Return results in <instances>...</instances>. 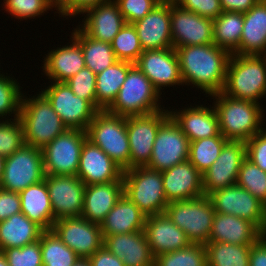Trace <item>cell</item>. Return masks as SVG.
Listing matches in <instances>:
<instances>
[{"instance_id":"277c9868","label":"cell","mask_w":266,"mask_h":266,"mask_svg":"<svg viewBox=\"0 0 266 266\" xmlns=\"http://www.w3.org/2000/svg\"><path fill=\"white\" fill-rule=\"evenodd\" d=\"M36 95H22L19 119L25 144L42 150L68 128L48 99L41 92Z\"/></svg>"},{"instance_id":"d590c367","label":"cell","mask_w":266,"mask_h":266,"mask_svg":"<svg viewBox=\"0 0 266 266\" xmlns=\"http://www.w3.org/2000/svg\"><path fill=\"white\" fill-rule=\"evenodd\" d=\"M243 24V13L223 11L213 20V43L230 54H239Z\"/></svg>"},{"instance_id":"4dcf8cb0","label":"cell","mask_w":266,"mask_h":266,"mask_svg":"<svg viewBox=\"0 0 266 266\" xmlns=\"http://www.w3.org/2000/svg\"><path fill=\"white\" fill-rule=\"evenodd\" d=\"M243 18L239 55H266V0H259Z\"/></svg>"},{"instance_id":"9f6ffc18","label":"cell","mask_w":266,"mask_h":266,"mask_svg":"<svg viewBox=\"0 0 266 266\" xmlns=\"http://www.w3.org/2000/svg\"><path fill=\"white\" fill-rule=\"evenodd\" d=\"M259 0H220L223 11L245 13L249 11Z\"/></svg>"},{"instance_id":"f907efd6","label":"cell","mask_w":266,"mask_h":266,"mask_svg":"<svg viewBox=\"0 0 266 266\" xmlns=\"http://www.w3.org/2000/svg\"><path fill=\"white\" fill-rule=\"evenodd\" d=\"M181 8L208 19H216L222 12L220 0H173Z\"/></svg>"},{"instance_id":"cb8c5ba5","label":"cell","mask_w":266,"mask_h":266,"mask_svg":"<svg viewBox=\"0 0 266 266\" xmlns=\"http://www.w3.org/2000/svg\"><path fill=\"white\" fill-rule=\"evenodd\" d=\"M162 177L168 203L204 195L202 174L188 160L162 171Z\"/></svg>"},{"instance_id":"816d5d0a","label":"cell","mask_w":266,"mask_h":266,"mask_svg":"<svg viewBox=\"0 0 266 266\" xmlns=\"http://www.w3.org/2000/svg\"><path fill=\"white\" fill-rule=\"evenodd\" d=\"M109 0H55L57 13L61 18H68L76 16L78 14H84V12L94 6H98L100 3L107 2Z\"/></svg>"},{"instance_id":"681fc988","label":"cell","mask_w":266,"mask_h":266,"mask_svg":"<svg viewBox=\"0 0 266 266\" xmlns=\"http://www.w3.org/2000/svg\"><path fill=\"white\" fill-rule=\"evenodd\" d=\"M246 158L266 172V128L245 141Z\"/></svg>"},{"instance_id":"d6a6232c","label":"cell","mask_w":266,"mask_h":266,"mask_svg":"<svg viewBox=\"0 0 266 266\" xmlns=\"http://www.w3.org/2000/svg\"><path fill=\"white\" fill-rule=\"evenodd\" d=\"M44 230L22 212L0 222V251L21 248L40 239Z\"/></svg>"},{"instance_id":"484cf974","label":"cell","mask_w":266,"mask_h":266,"mask_svg":"<svg viewBox=\"0 0 266 266\" xmlns=\"http://www.w3.org/2000/svg\"><path fill=\"white\" fill-rule=\"evenodd\" d=\"M103 246L120 258L125 266H154L144 230L103 236Z\"/></svg>"},{"instance_id":"60d3db41","label":"cell","mask_w":266,"mask_h":266,"mask_svg":"<svg viewBox=\"0 0 266 266\" xmlns=\"http://www.w3.org/2000/svg\"><path fill=\"white\" fill-rule=\"evenodd\" d=\"M111 47L120 61L135 63L143 49L140 45L138 33L132 23H126L114 37Z\"/></svg>"},{"instance_id":"f5cc1de1","label":"cell","mask_w":266,"mask_h":266,"mask_svg":"<svg viewBox=\"0 0 266 266\" xmlns=\"http://www.w3.org/2000/svg\"><path fill=\"white\" fill-rule=\"evenodd\" d=\"M19 212H21L20 194L0 188V222Z\"/></svg>"},{"instance_id":"5bb4252c","label":"cell","mask_w":266,"mask_h":266,"mask_svg":"<svg viewBox=\"0 0 266 266\" xmlns=\"http://www.w3.org/2000/svg\"><path fill=\"white\" fill-rule=\"evenodd\" d=\"M189 140L169 116L159 127L148 167L165 171L189 159Z\"/></svg>"},{"instance_id":"d4e9b609","label":"cell","mask_w":266,"mask_h":266,"mask_svg":"<svg viewBox=\"0 0 266 266\" xmlns=\"http://www.w3.org/2000/svg\"><path fill=\"white\" fill-rule=\"evenodd\" d=\"M209 106L190 105L178 111L169 110L170 116L180 126L189 142L221 135L215 108Z\"/></svg>"},{"instance_id":"4fadbf2b","label":"cell","mask_w":266,"mask_h":266,"mask_svg":"<svg viewBox=\"0 0 266 266\" xmlns=\"http://www.w3.org/2000/svg\"><path fill=\"white\" fill-rule=\"evenodd\" d=\"M40 92L48 99L68 129L86 131L98 112L88 100L77 97L66 82H51Z\"/></svg>"},{"instance_id":"c3c4849f","label":"cell","mask_w":266,"mask_h":266,"mask_svg":"<svg viewBox=\"0 0 266 266\" xmlns=\"http://www.w3.org/2000/svg\"><path fill=\"white\" fill-rule=\"evenodd\" d=\"M126 23H134L151 12L163 0H115Z\"/></svg>"},{"instance_id":"7c38bea8","label":"cell","mask_w":266,"mask_h":266,"mask_svg":"<svg viewBox=\"0 0 266 266\" xmlns=\"http://www.w3.org/2000/svg\"><path fill=\"white\" fill-rule=\"evenodd\" d=\"M169 116V110L162 109L151 114L126 117L129 169L148 165L158 129Z\"/></svg>"},{"instance_id":"ffe728a7","label":"cell","mask_w":266,"mask_h":266,"mask_svg":"<svg viewBox=\"0 0 266 266\" xmlns=\"http://www.w3.org/2000/svg\"><path fill=\"white\" fill-rule=\"evenodd\" d=\"M124 170L101 148L86 139L80 154L77 177L86 186L92 184L123 181Z\"/></svg>"},{"instance_id":"11a10c76","label":"cell","mask_w":266,"mask_h":266,"mask_svg":"<svg viewBox=\"0 0 266 266\" xmlns=\"http://www.w3.org/2000/svg\"><path fill=\"white\" fill-rule=\"evenodd\" d=\"M249 266H266V235L251 245Z\"/></svg>"},{"instance_id":"9c48e42d","label":"cell","mask_w":266,"mask_h":266,"mask_svg":"<svg viewBox=\"0 0 266 266\" xmlns=\"http://www.w3.org/2000/svg\"><path fill=\"white\" fill-rule=\"evenodd\" d=\"M45 175L42 150L24 144L5 157L0 188L20 193L28 186L44 180Z\"/></svg>"},{"instance_id":"f35d334b","label":"cell","mask_w":266,"mask_h":266,"mask_svg":"<svg viewBox=\"0 0 266 266\" xmlns=\"http://www.w3.org/2000/svg\"><path fill=\"white\" fill-rule=\"evenodd\" d=\"M228 141L222 135L192 141L189 143L188 161L203 174L216 161Z\"/></svg>"},{"instance_id":"74e56055","label":"cell","mask_w":266,"mask_h":266,"mask_svg":"<svg viewBox=\"0 0 266 266\" xmlns=\"http://www.w3.org/2000/svg\"><path fill=\"white\" fill-rule=\"evenodd\" d=\"M40 247L43 266H73L80 259L53 230L42 232Z\"/></svg>"},{"instance_id":"7a4b0ae2","label":"cell","mask_w":266,"mask_h":266,"mask_svg":"<svg viewBox=\"0 0 266 266\" xmlns=\"http://www.w3.org/2000/svg\"><path fill=\"white\" fill-rule=\"evenodd\" d=\"M210 97L215 100L213 107L218 116L220 133L226 139L245 142L265 128L262 104L235 99L222 91Z\"/></svg>"},{"instance_id":"ba28073f","label":"cell","mask_w":266,"mask_h":266,"mask_svg":"<svg viewBox=\"0 0 266 266\" xmlns=\"http://www.w3.org/2000/svg\"><path fill=\"white\" fill-rule=\"evenodd\" d=\"M165 214L185 232L191 244L205 245L208 242L215 216L208 196L169 202Z\"/></svg>"},{"instance_id":"5b68a950","label":"cell","mask_w":266,"mask_h":266,"mask_svg":"<svg viewBox=\"0 0 266 266\" xmlns=\"http://www.w3.org/2000/svg\"><path fill=\"white\" fill-rule=\"evenodd\" d=\"M160 99L159 91L134 64L107 111L124 117L151 114L165 109L160 105Z\"/></svg>"},{"instance_id":"44dd1931","label":"cell","mask_w":266,"mask_h":266,"mask_svg":"<svg viewBox=\"0 0 266 266\" xmlns=\"http://www.w3.org/2000/svg\"><path fill=\"white\" fill-rule=\"evenodd\" d=\"M170 0H163L151 12L133 23L143 50L173 47L171 36Z\"/></svg>"},{"instance_id":"30bf717a","label":"cell","mask_w":266,"mask_h":266,"mask_svg":"<svg viewBox=\"0 0 266 266\" xmlns=\"http://www.w3.org/2000/svg\"><path fill=\"white\" fill-rule=\"evenodd\" d=\"M86 139V131L67 129L48 143L42 149L45 174L77 175L80 154Z\"/></svg>"},{"instance_id":"8fae6325","label":"cell","mask_w":266,"mask_h":266,"mask_svg":"<svg viewBox=\"0 0 266 266\" xmlns=\"http://www.w3.org/2000/svg\"><path fill=\"white\" fill-rule=\"evenodd\" d=\"M208 197L215 212L248 220L266 235V206L243 187L235 184L215 190Z\"/></svg>"},{"instance_id":"ab89813d","label":"cell","mask_w":266,"mask_h":266,"mask_svg":"<svg viewBox=\"0 0 266 266\" xmlns=\"http://www.w3.org/2000/svg\"><path fill=\"white\" fill-rule=\"evenodd\" d=\"M154 266H208L203 244H190L188 247L155 257Z\"/></svg>"},{"instance_id":"d6986e66","label":"cell","mask_w":266,"mask_h":266,"mask_svg":"<svg viewBox=\"0 0 266 266\" xmlns=\"http://www.w3.org/2000/svg\"><path fill=\"white\" fill-rule=\"evenodd\" d=\"M161 93L162 87L184 86L179 60L173 47L158 50H143L134 63Z\"/></svg>"},{"instance_id":"ac0fdd59","label":"cell","mask_w":266,"mask_h":266,"mask_svg":"<svg viewBox=\"0 0 266 266\" xmlns=\"http://www.w3.org/2000/svg\"><path fill=\"white\" fill-rule=\"evenodd\" d=\"M245 158V142L229 140L216 161L202 174L204 195L208 196L215 190L235 185Z\"/></svg>"},{"instance_id":"f6af8a7d","label":"cell","mask_w":266,"mask_h":266,"mask_svg":"<svg viewBox=\"0 0 266 266\" xmlns=\"http://www.w3.org/2000/svg\"><path fill=\"white\" fill-rule=\"evenodd\" d=\"M24 144L23 126L19 117L0 120V154L5 157L12 155Z\"/></svg>"},{"instance_id":"7dc6e473","label":"cell","mask_w":266,"mask_h":266,"mask_svg":"<svg viewBox=\"0 0 266 266\" xmlns=\"http://www.w3.org/2000/svg\"><path fill=\"white\" fill-rule=\"evenodd\" d=\"M9 266H43L40 239L21 248H8L3 251Z\"/></svg>"},{"instance_id":"836d02e7","label":"cell","mask_w":266,"mask_h":266,"mask_svg":"<svg viewBox=\"0 0 266 266\" xmlns=\"http://www.w3.org/2000/svg\"><path fill=\"white\" fill-rule=\"evenodd\" d=\"M134 63L117 61L111 67L96 74L97 110H107L115 101L129 69Z\"/></svg>"},{"instance_id":"3957f363","label":"cell","mask_w":266,"mask_h":266,"mask_svg":"<svg viewBox=\"0 0 266 266\" xmlns=\"http://www.w3.org/2000/svg\"><path fill=\"white\" fill-rule=\"evenodd\" d=\"M222 92L261 104L258 100L266 96V55L231 54Z\"/></svg>"},{"instance_id":"7bdbcfd3","label":"cell","mask_w":266,"mask_h":266,"mask_svg":"<svg viewBox=\"0 0 266 266\" xmlns=\"http://www.w3.org/2000/svg\"><path fill=\"white\" fill-rule=\"evenodd\" d=\"M13 77L0 74V120L13 114L14 119L19 117L22 91L19 82ZM8 115V116H7ZM8 117L6 119V117Z\"/></svg>"},{"instance_id":"2e32d148","label":"cell","mask_w":266,"mask_h":266,"mask_svg":"<svg viewBox=\"0 0 266 266\" xmlns=\"http://www.w3.org/2000/svg\"><path fill=\"white\" fill-rule=\"evenodd\" d=\"M52 230L80 258H89L103 246L101 225L82 217L59 218Z\"/></svg>"},{"instance_id":"9a60e30c","label":"cell","mask_w":266,"mask_h":266,"mask_svg":"<svg viewBox=\"0 0 266 266\" xmlns=\"http://www.w3.org/2000/svg\"><path fill=\"white\" fill-rule=\"evenodd\" d=\"M173 48L214 44L213 20L181 8L170 0Z\"/></svg>"},{"instance_id":"ee69618b","label":"cell","mask_w":266,"mask_h":266,"mask_svg":"<svg viewBox=\"0 0 266 266\" xmlns=\"http://www.w3.org/2000/svg\"><path fill=\"white\" fill-rule=\"evenodd\" d=\"M3 9L18 20H28L44 15L56 8L55 0H3Z\"/></svg>"},{"instance_id":"e575fe53","label":"cell","mask_w":266,"mask_h":266,"mask_svg":"<svg viewBox=\"0 0 266 266\" xmlns=\"http://www.w3.org/2000/svg\"><path fill=\"white\" fill-rule=\"evenodd\" d=\"M73 29L71 36L82 47L85 65L95 74L104 71L119 61L114 54L111 43L89 37L80 26Z\"/></svg>"},{"instance_id":"e0dca14e","label":"cell","mask_w":266,"mask_h":266,"mask_svg":"<svg viewBox=\"0 0 266 266\" xmlns=\"http://www.w3.org/2000/svg\"><path fill=\"white\" fill-rule=\"evenodd\" d=\"M53 217H81L86 185L77 175H45Z\"/></svg>"},{"instance_id":"7402d4cb","label":"cell","mask_w":266,"mask_h":266,"mask_svg":"<svg viewBox=\"0 0 266 266\" xmlns=\"http://www.w3.org/2000/svg\"><path fill=\"white\" fill-rule=\"evenodd\" d=\"M144 233L153 257L188 247L191 242L185 232L164 214L146 217Z\"/></svg>"},{"instance_id":"f546056e","label":"cell","mask_w":266,"mask_h":266,"mask_svg":"<svg viewBox=\"0 0 266 266\" xmlns=\"http://www.w3.org/2000/svg\"><path fill=\"white\" fill-rule=\"evenodd\" d=\"M146 215L123 193L100 224L102 236L144 230Z\"/></svg>"},{"instance_id":"680465c9","label":"cell","mask_w":266,"mask_h":266,"mask_svg":"<svg viewBox=\"0 0 266 266\" xmlns=\"http://www.w3.org/2000/svg\"><path fill=\"white\" fill-rule=\"evenodd\" d=\"M73 266H91L88 259L80 258Z\"/></svg>"},{"instance_id":"91938a15","label":"cell","mask_w":266,"mask_h":266,"mask_svg":"<svg viewBox=\"0 0 266 266\" xmlns=\"http://www.w3.org/2000/svg\"><path fill=\"white\" fill-rule=\"evenodd\" d=\"M0 266H9L6 256L0 251Z\"/></svg>"},{"instance_id":"6f0895ef","label":"cell","mask_w":266,"mask_h":266,"mask_svg":"<svg viewBox=\"0 0 266 266\" xmlns=\"http://www.w3.org/2000/svg\"><path fill=\"white\" fill-rule=\"evenodd\" d=\"M4 165H5V156L3 154H0V182L3 176Z\"/></svg>"},{"instance_id":"603a6c76","label":"cell","mask_w":266,"mask_h":266,"mask_svg":"<svg viewBox=\"0 0 266 266\" xmlns=\"http://www.w3.org/2000/svg\"><path fill=\"white\" fill-rule=\"evenodd\" d=\"M80 28L96 40L111 43L117 33L126 24L115 0L100 3L84 12Z\"/></svg>"},{"instance_id":"bcb514c9","label":"cell","mask_w":266,"mask_h":266,"mask_svg":"<svg viewBox=\"0 0 266 266\" xmlns=\"http://www.w3.org/2000/svg\"><path fill=\"white\" fill-rule=\"evenodd\" d=\"M65 82L77 97L88 100L97 109L96 74L93 71L85 67Z\"/></svg>"},{"instance_id":"db71d44e","label":"cell","mask_w":266,"mask_h":266,"mask_svg":"<svg viewBox=\"0 0 266 266\" xmlns=\"http://www.w3.org/2000/svg\"><path fill=\"white\" fill-rule=\"evenodd\" d=\"M87 259L91 266H125L120 258L111 253L104 246L99 248Z\"/></svg>"},{"instance_id":"4316f807","label":"cell","mask_w":266,"mask_h":266,"mask_svg":"<svg viewBox=\"0 0 266 266\" xmlns=\"http://www.w3.org/2000/svg\"><path fill=\"white\" fill-rule=\"evenodd\" d=\"M70 44L51 49L45 55L42 69L50 82H65L85 68L81 45L70 36Z\"/></svg>"},{"instance_id":"b9f144b4","label":"cell","mask_w":266,"mask_h":266,"mask_svg":"<svg viewBox=\"0 0 266 266\" xmlns=\"http://www.w3.org/2000/svg\"><path fill=\"white\" fill-rule=\"evenodd\" d=\"M237 185L266 206V172L245 158L240 166Z\"/></svg>"},{"instance_id":"8d00e7d4","label":"cell","mask_w":266,"mask_h":266,"mask_svg":"<svg viewBox=\"0 0 266 266\" xmlns=\"http://www.w3.org/2000/svg\"><path fill=\"white\" fill-rule=\"evenodd\" d=\"M204 246L208 266H249L251 245L207 242Z\"/></svg>"},{"instance_id":"f1b7e54d","label":"cell","mask_w":266,"mask_h":266,"mask_svg":"<svg viewBox=\"0 0 266 266\" xmlns=\"http://www.w3.org/2000/svg\"><path fill=\"white\" fill-rule=\"evenodd\" d=\"M123 193V181L86 186L81 217L90 222L101 224Z\"/></svg>"},{"instance_id":"83f0119b","label":"cell","mask_w":266,"mask_h":266,"mask_svg":"<svg viewBox=\"0 0 266 266\" xmlns=\"http://www.w3.org/2000/svg\"><path fill=\"white\" fill-rule=\"evenodd\" d=\"M264 234L251 222L235 215L215 212L208 242L253 245Z\"/></svg>"},{"instance_id":"8992f818","label":"cell","mask_w":266,"mask_h":266,"mask_svg":"<svg viewBox=\"0 0 266 266\" xmlns=\"http://www.w3.org/2000/svg\"><path fill=\"white\" fill-rule=\"evenodd\" d=\"M124 194L146 215L164 214L168 205L162 172L140 166L124 170Z\"/></svg>"},{"instance_id":"6da1fadb","label":"cell","mask_w":266,"mask_h":266,"mask_svg":"<svg viewBox=\"0 0 266 266\" xmlns=\"http://www.w3.org/2000/svg\"><path fill=\"white\" fill-rule=\"evenodd\" d=\"M183 84L193 85L210 96L223 91L231 54L215 44L175 49Z\"/></svg>"},{"instance_id":"52a82bcc","label":"cell","mask_w":266,"mask_h":266,"mask_svg":"<svg viewBox=\"0 0 266 266\" xmlns=\"http://www.w3.org/2000/svg\"><path fill=\"white\" fill-rule=\"evenodd\" d=\"M87 139L101 148L123 170L129 169L130 146L126 117L100 110L86 129Z\"/></svg>"},{"instance_id":"1f68e13d","label":"cell","mask_w":266,"mask_h":266,"mask_svg":"<svg viewBox=\"0 0 266 266\" xmlns=\"http://www.w3.org/2000/svg\"><path fill=\"white\" fill-rule=\"evenodd\" d=\"M21 212L44 231L52 230L55 222L45 180L28 186L20 193Z\"/></svg>"}]
</instances>
